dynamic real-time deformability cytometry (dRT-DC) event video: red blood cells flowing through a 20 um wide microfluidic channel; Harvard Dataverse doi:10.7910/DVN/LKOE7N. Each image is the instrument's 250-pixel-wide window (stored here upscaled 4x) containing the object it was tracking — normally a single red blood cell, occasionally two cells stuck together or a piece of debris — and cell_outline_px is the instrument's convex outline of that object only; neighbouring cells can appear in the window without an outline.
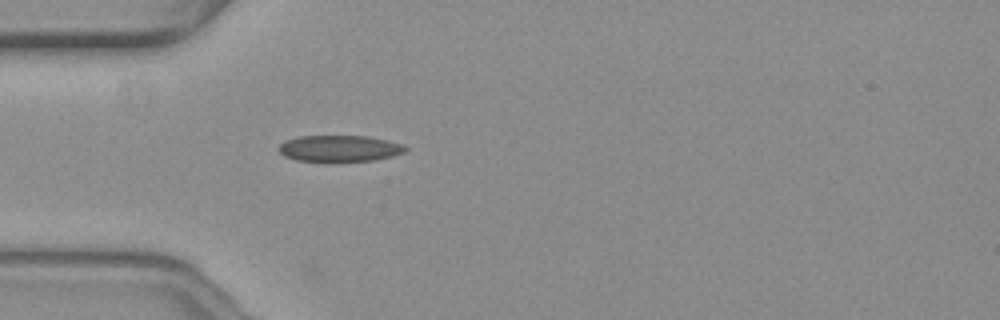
{"species": "common noctule bat (a hibernating species)", "species_latin": "Nyctalus noctula", "temperature_condition": "warm", "stored_images_in_passage": 10, "camera_frame_rate_fps": 3000, "um_per_image_px": 0.085, "animal": {"sex": "female", "body_mass_g": 19.3, "forearm_length_mm": 54.1}, "frame": {"image": 1, "passage_image": 1, "time_ms": 0.0, "image_size_px": [1000, 320], "cell_outline_px": [[408, 148], [404, 152], [392, 156], [372, 160], [296, 160], [284, 156], [276, 148], [284, 140], [296, 136], [368, 136], [388, 140], [404, 144]], "centroid_in_image_um": [28.84, 12.59], "position_along_channel_um": 56.2, "area_um2": 19.25}}
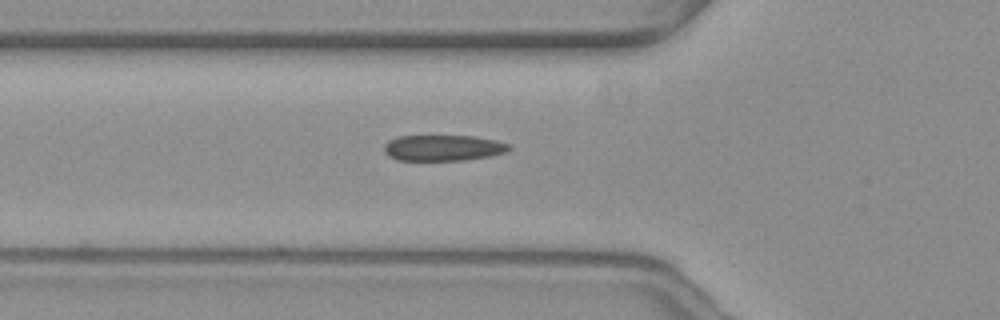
{"frame": {"image": 2, "passage_image": 4, "time_ms": 1.0, "image_size_px": [1000, 320], "cell_outline_px": [[512, 148], [504, 152], [492, 156], [464, 160], [396, 160], [388, 156], [384, 152], [384, 144], [388, 140], [396, 136], [476, 136], [496, 140], [512, 144]], "centroid_in_image_um": [37.67, 12.56], "position_along_channel_um": 88.1, "area_um2": 19.13}}
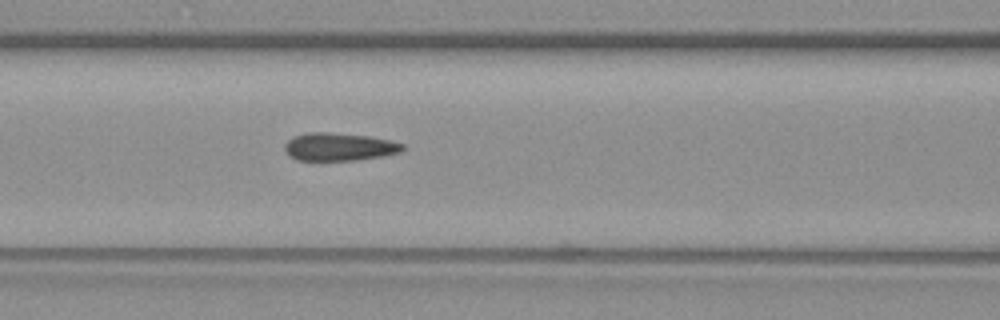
{"frame": {"image": 3, "passage_image": 8, "time_ms": 2.333, "image_size_px": [1000, 320], "cell_outline_px": [[404, 148], [400, 152], [384, 156], [356, 160], [296, 160], [288, 156], [284, 148], [284, 144], [292, 136], [308, 132], [332, 132], [368, 136], [388, 140], [404, 144]], "centroid_in_image_um": [28.78, 12.48], "position_along_channel_um": 137.8, "area_um2": 19.31}}